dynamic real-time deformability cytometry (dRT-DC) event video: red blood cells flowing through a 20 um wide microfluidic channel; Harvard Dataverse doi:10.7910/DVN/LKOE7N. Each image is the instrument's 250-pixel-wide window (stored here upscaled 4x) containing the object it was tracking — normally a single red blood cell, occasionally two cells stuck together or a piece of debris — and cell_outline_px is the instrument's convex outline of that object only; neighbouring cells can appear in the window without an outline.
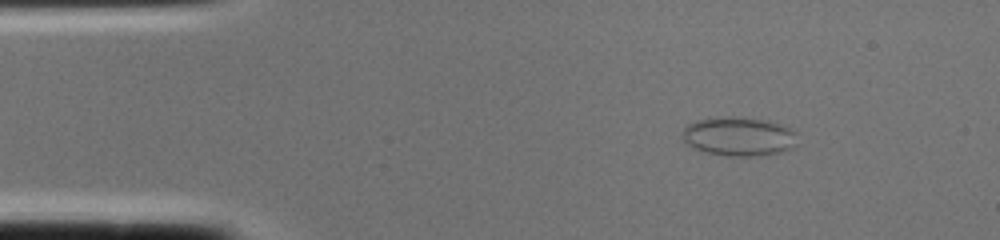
{"species": "common noctule bat (a hibernating species)", "species_latin": "Nyctalus noctula", "temperature_condition": "cold", "stored_images_in_passage": 1, "camera_frame_rate_fps": 3000, "um_per_image_px": 0.085, "animal": {"sex": "female", "body_mass_g": 22.0, "forearm_length_mm": 56.7}, "frame": {"image": 1, "passage_image": 1, "time_ms": 0.0, "image_size_px": [1000, 240], "cell_outline_px": [[796, 148], [780, 152], [756, 156], [724, 156], [704, 152], [688, 144], [684, 140], [680, 132], [688, 124], [696, 120], [732, 116], [764, 120], [780, 124], [792, 128], [796, 132]], "centroid_in_image_um": [62.82, 11.61], "position_along_channel_um": 22.2, "area_um2": 26.3}}